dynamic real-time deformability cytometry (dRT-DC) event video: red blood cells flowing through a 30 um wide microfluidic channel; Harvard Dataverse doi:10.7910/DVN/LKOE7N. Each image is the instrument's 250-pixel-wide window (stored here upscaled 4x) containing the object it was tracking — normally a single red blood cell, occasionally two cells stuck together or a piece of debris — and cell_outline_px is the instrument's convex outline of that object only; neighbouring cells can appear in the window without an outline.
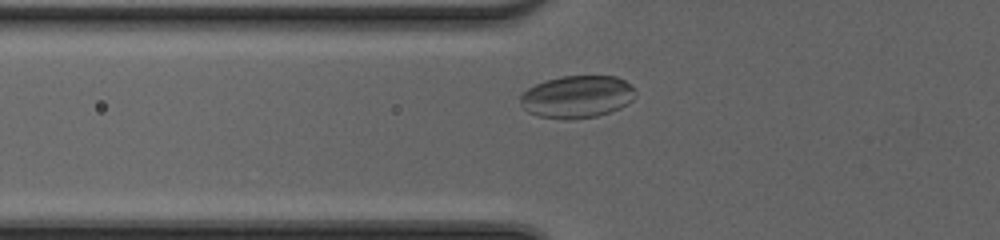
{"species": "common noctule bat (a hibernating species)", "species_latin": "Nyctalus noctula", "temperature_condition": "cold", "stored_images_in_passage": 38, "camera_frame_rate_fps": 3000, "um_per_image_px": 0.085, "animal": {"sex": "female", "body_mass_g": 20.0, "forearm_length_mm": 54.0}, "frame": {"image": 1, "passage_image": 7, "time_ms": 2.0, "image_size_px": [1000, 240], "cell_outline_px": [[636, 96], [628, 104], [620, 108], [596, 116], [564, 120], [540, 116], [528, 112], [524, 108], [520, 100], [520, 96], [528, 88], [544, 80], [564, 76], [616, 76], [632, 84], [636, 92]], "centroid_in_image_um": [49.08, 8.21], "position_along_channel_um": 76.7, "area_um2": 28.5}}
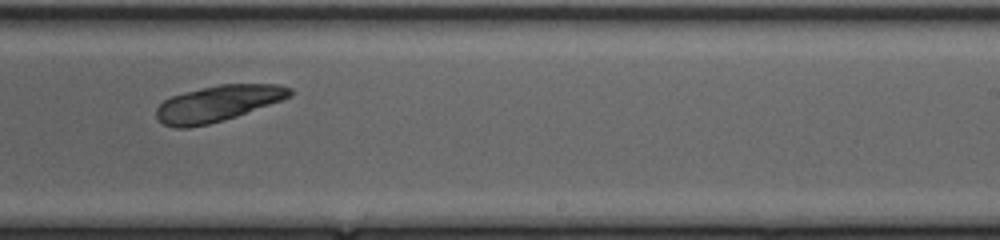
{"frame": {"image": 2, "passage_image": 21, "time_ms": 6.667, "image_size_px": [1000, 240], "cell_outline_px": [[292, 96], [236, 116], [224, 120], [208, 124], [188, 128], [176, 128], [164, 124], [156, 116], [156, 108], [164, 100], [172, 96], [184, 92], [220, 84], [276, 84], [292, 88]], "centroid_in_image_um": [18.51, 8.79], "position_along_channel_um": 270.5, "area_um2": 27.74}}
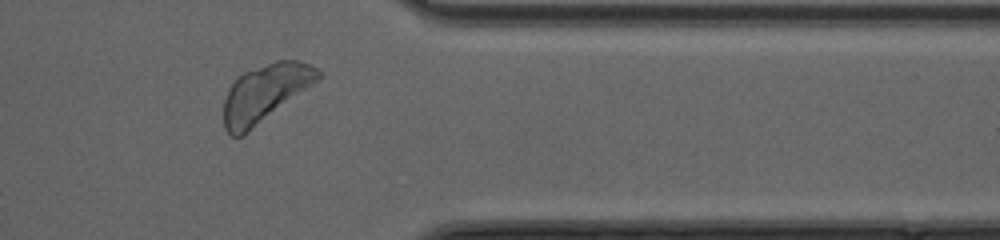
{"frame": {"image": 3, "passage_image": 30, "time_ms": 9.667, "image_size_px": [1000, 240], "cell_outline_px": [[324, 76], [320, 80], [244, 136], [232, 136], [224, 128], [224, 100], [228, 88], [236, 76], [244, 72], [276, 60], [300, 60], [316, 68]], "centroid_in_image_um": [22.54, 7.92], "position_along_channel_um": 388.9, "area_um2": 32.02}, "authors_computed_cell_mechanics": {"area_um2": 27.744, "velocity_mm_per_s": 4.1581, "shape_relaxation_time_tau1_ms": null, "shape_relaxation_time_tau2_ms": 2.9137, "deformation_change_tau1": null, "deformation_change_tau2": 0.1034}}